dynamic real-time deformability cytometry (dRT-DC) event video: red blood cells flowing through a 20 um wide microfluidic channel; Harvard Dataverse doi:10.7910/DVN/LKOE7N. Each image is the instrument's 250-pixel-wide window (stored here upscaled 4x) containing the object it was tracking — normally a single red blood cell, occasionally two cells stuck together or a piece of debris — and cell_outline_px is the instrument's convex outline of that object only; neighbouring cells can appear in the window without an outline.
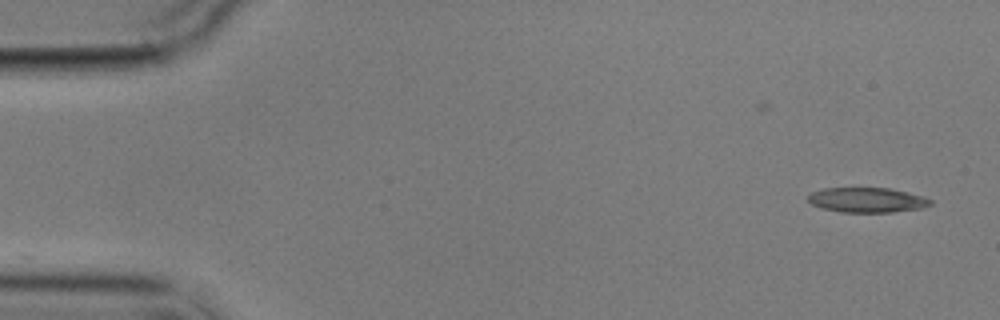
{"species": "common noctule bat (a hibernating species)", "species_latin": "Nyctalus noctula", "temperature_condition": "cold", "stored_images_in_passage": 2, "camera_frame_rate_fps": 3000, "um_per_image_px": 0.085, "animal": {"sex": "male", "body_mass_g": 17.9}, "frame": {"image": 1, "passage_image": 2, "time_ms": 1.333, "image_size_px": [1000, 320], "cell_outline_px": [[932, 204], [920, 208], [892, 212], [840, 212], [824, 208], [812, 204], [808, 200], [808, 196], [812, 192], [824, 188], [888, 188], [908, 192], [924, 196], [932, 200]], "centroid_in_image_um": [73.72, 16.99], "position_along_channel_um": 11.3, "area_um2": 17.63}}